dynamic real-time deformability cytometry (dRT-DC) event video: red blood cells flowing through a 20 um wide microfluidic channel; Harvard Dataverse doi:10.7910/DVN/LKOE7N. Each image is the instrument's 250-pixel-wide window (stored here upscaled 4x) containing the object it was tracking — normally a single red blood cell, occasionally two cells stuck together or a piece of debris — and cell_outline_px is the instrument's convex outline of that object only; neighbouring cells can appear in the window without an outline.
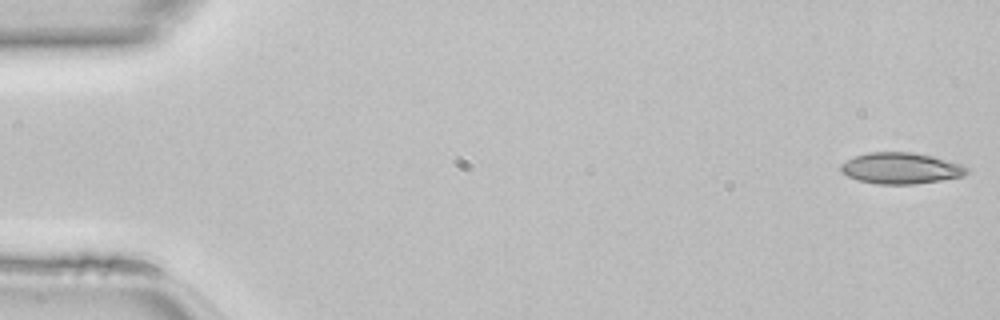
{"species": "common noctule bat (a hibernating species)", "species_latin": "Nyctalus noctula", "temperature_condition": "room temperature", "stored_images_in_passage": 48, "camera_frame_rate_fps": 3000, "um_per_image_px": 0.085, "animal": {"sex": "female", "body_mass_g": 22.7, "forearm_length_mm": 54.2}, "frame": {"image": 1, "passage_image": 1, "time_ms": 0.0, "image_size_px": [1000, 320], "cell_outline_px": [[968, 172], [964, 176], [916, 184], [876, 184], [856, 180], [840, 172], [840, 164], [856, 156], [868, 152], [912, 152], [932, 156], [960, 164], [968, 168]], "centroid_in_image_um": [76.54, 14.31], "position_along_channel_um": 8.5, "area_um2": 22.89}}
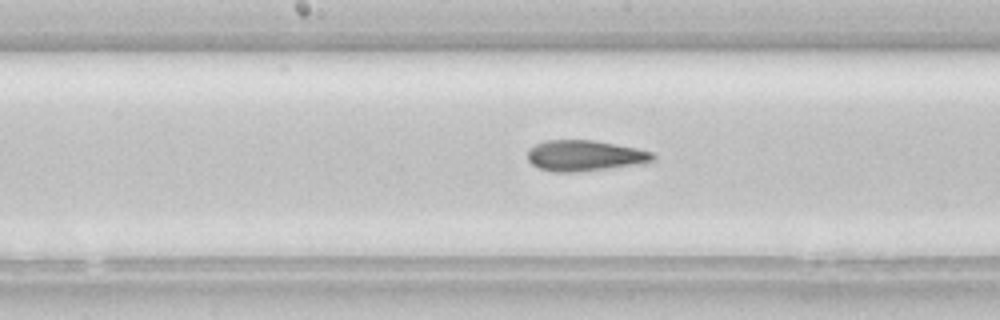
{"frame": {"image": 2, "passage_image": 24, "time_ms": 7.667, "image_size_px": [1000, 320], "cell_outline_px": [[656, 160], [644, 164], [576, 172], [552, 172], [540, 168], [532, 164], [528, 160], [528, 148], [544, 140], [592, 140], [636, 148], [652, 152], [656, 156]], "centroid_in_image_um": [49.73, 13.24], "position_along_channel_um": 198.5, "area_um2": 22.66}}
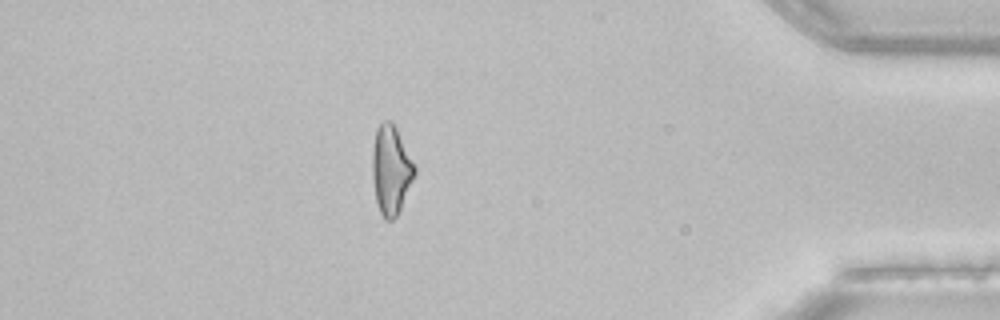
{"frame": {"image": 3, "passage_image": 41, "time_ms": 13.333, "image_size_px": [1000, 320], "cell_outline_px": [[416, 172], [400, 208], [396, 216], [392, 220], [384, 220], [376, 204], [372, 176], [372, 148], [376, 128], [384, 120], [392, 120], [416, 168]], "centroid_in_image_um": [33.2, 14.43], "position_along_channel_um": 402.0, "area_um2": 21.79}}